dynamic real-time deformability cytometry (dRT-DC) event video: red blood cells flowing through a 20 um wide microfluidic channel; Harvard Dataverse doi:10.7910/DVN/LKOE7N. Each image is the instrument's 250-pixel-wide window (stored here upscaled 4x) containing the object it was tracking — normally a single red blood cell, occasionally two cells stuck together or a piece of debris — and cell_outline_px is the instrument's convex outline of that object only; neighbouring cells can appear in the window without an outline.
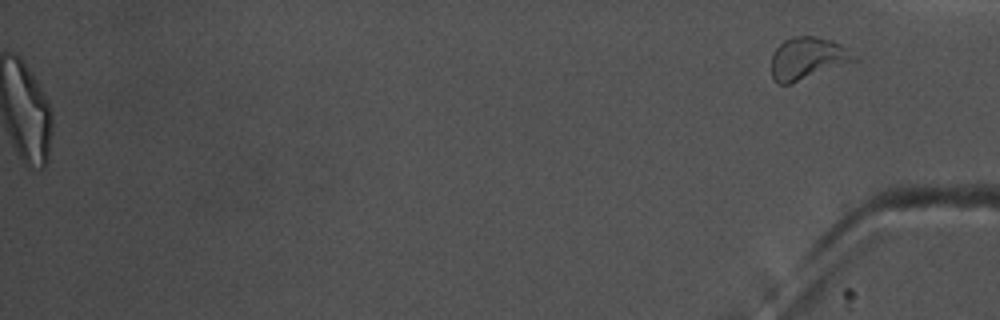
{"species": "common noctule bat (a hibernating species)", "species_latin": "Nyctalus noctula", "temperature_condition": "warm", "stored_images_in_passage": 55, "camera_frame_rate_fps": 3000, "um_per_image_px": 0.085, "animal": {"sex": "male", "body_mass_g": 17.5, "forearm_length_mm": 52.3}, "frame": {"image": 1, "passage_image": 55, "time_ms": 18.0, "image_size_px": [1000, 320], "cell_outline_px": [[856, 60], [788, 84], [780, 84], [772, 76], [772, 52], [784, 40], [792, 36], [816, 36], [832, 40], [848, 48], [856, 56]], "centroid_in_image_um": [68.62, 4.92], "position_along_channel_um": 366.6, "area_um2": 19.94}, "authors_computed_cell_mechanics": {"area_um2": 22.4842, "velocity_mm_per_s": 3.6669, "shape_relaxation_time_tau1_ms": 7.9047, "shape_relaxation_time_tau2_ms": 1.4867, "deformation_change_tau1": 0.2677, "deformation_change_tau2": 0.1035}}